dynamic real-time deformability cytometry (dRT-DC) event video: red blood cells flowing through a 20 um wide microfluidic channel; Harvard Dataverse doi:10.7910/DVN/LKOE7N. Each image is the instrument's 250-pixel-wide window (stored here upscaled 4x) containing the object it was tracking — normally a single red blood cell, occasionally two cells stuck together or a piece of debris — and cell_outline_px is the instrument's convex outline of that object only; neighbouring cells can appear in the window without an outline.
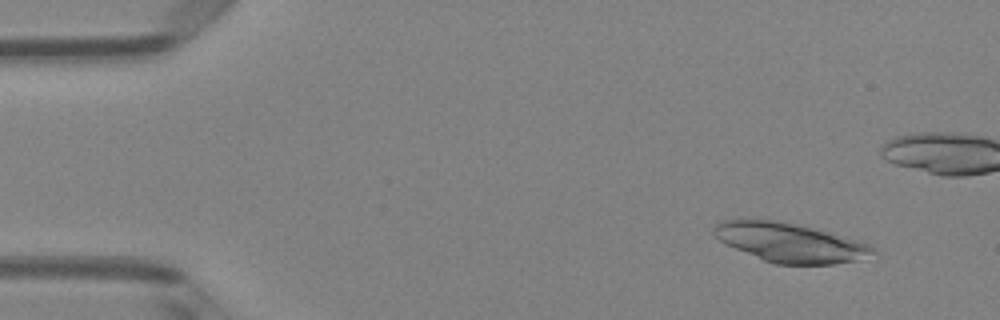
{"species": "Egyptian fruit bat (a non-hibernating species)", "species_latin": "Rousettus aegyptiacus", "temperature_condition": "room temperature", "stored_images_in_passage": 6, "camera_frame_rate_fps": 3000, "um_per_image_px": 0.085, "animal": {"sex": "female"}, "frame": {"image": 1, "passage_image": 2, "time_ms": 0.333, "image_size_px": [1000, 320], "cell_outline_px": [[880, 256], [832, 264], [776, 264], [764, 260], [736, 248], [720, 240], [712, 232], [716, 224], [724, 220], [776, 220], [812, 228], [868, 244], [876, 248]], "centroid_in_image_um": [67.22, 20.64], "position_along_channel_um": 17.8, "area_um2": 35.6}}